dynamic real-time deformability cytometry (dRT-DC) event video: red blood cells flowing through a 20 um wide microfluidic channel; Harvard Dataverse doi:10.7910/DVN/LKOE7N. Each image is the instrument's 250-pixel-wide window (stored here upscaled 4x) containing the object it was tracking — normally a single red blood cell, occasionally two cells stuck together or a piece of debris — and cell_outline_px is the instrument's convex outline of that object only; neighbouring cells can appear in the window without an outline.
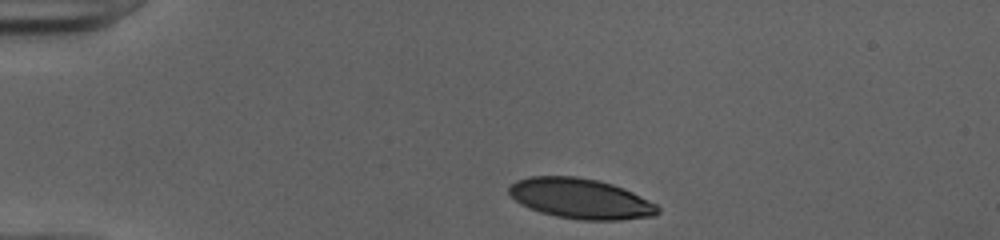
{"species": "human", "species_latin": "Homo sapiens", "temperature_condition": "cold", "stored_images_in_passage": 34, "camera_frame_rate_fps": 3000, "um_per_image_px": 0.085, "donor": {"sex": "female"}, "frame": {"image": 1, "passage_image": 1, "time_ms": 0.0, "image_size_px": [1000, 240], "cell_outline_px": [[660, 212], [656, 216], [620, 220], [580, 220], [556, 216], [540, 212], [528, 208], [520, 204], [508, 192], [508, 188], [516, 180], [528, 176], [576, 176], [600, 180], [624, 188], [656, 204], [660, 208]], "centroid_in_image_um": [49.36, 16.88], "position_along_channel_um": 35.6, "area_um2": 35.14}}
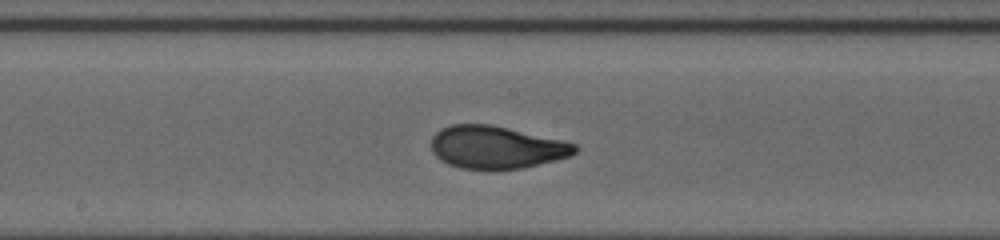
{"frame": {"image": 2, "passage_image": 18, "time_ms": 5.667, "image_size_px": [1000, 240], "cell_outline_px": [[580, 148], [572, 156], [524, 168], [460, 168], [448, 164], [440, 160], [432, 152], [432, 136], [440, 128], [452, 124], [492, 124], [560, 140], [576, 144]], "centroid_in_image_um": [42.19, 12.51], "position_along_channel_um": 206.0, "area_um2": 35.55}}
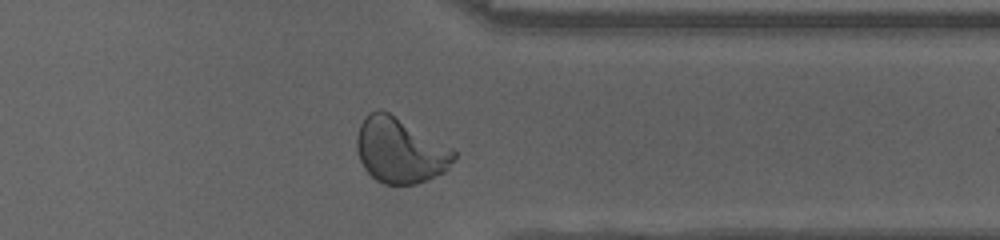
{"frame": {"image": 3, "passage_image": 31, "time_ms": 10.0, "image_size_px": [1000, 240], "cell_outline_px": [[456, 160], [444, 172], [428, 180], [416, 184], [384, 184], [376, 180], [364, 168], [360, 160], [356, 148], [356, 136], [360, 124], [364, 116], [368, 112], [376, 108], [380, 108], [388, 112], [452, 148], [456, 152]], "centroid_in_image_um": [33.98, 12.78], "position_along_channel_um": 377.4, "area_um2": 37.05}, "authors_computed_cell_mechanics": {"area_um2": 35.5759, "velocity_mm_per_s": 4.0034, "shape_relaxation_time_tau1_ms": 4.2949, "shape_relaxation_time_tau2_ms": null, "deformation_change_tau1": 0.181, "deformation_change_tau2": null}}